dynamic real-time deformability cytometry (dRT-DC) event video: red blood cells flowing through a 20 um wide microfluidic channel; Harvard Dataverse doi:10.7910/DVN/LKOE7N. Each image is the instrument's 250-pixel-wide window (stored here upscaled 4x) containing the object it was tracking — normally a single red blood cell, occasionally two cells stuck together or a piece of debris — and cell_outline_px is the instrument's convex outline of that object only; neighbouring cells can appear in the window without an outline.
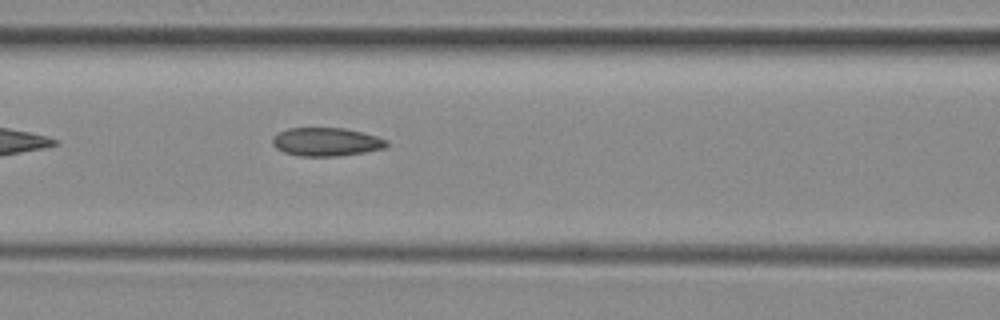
{"species": "common noctule bat (a hibernating species)", "species_latin": "Nyctalus noctula", "temperature_condition": "room temperature", "stored_images_in_passage": 26, "camera_frame_rate_fps": 3000, "um_per_image_px": 0.085, "animal": {"sex": "female", "body_mass_g": 29.2, "forearm_length_mm": 56.3}, "frame": {"image": 1, "passage_image": 6, "time_ms": 1.667, "image_size_px": [1000, 320], "cell_outline_px": [[388, 144], [384, 148], [364, 152], [340, 156], [300, 156], [284, 152], [276, 148], [272, 144], [272, 140], [280, 132], [288, 128], [344, 128], [376, 136], [388, 140]], "centroid_in_image_um": [27.74, 12.06], "position_along_channel_um": 138.9, "area_um2": 18.73}}
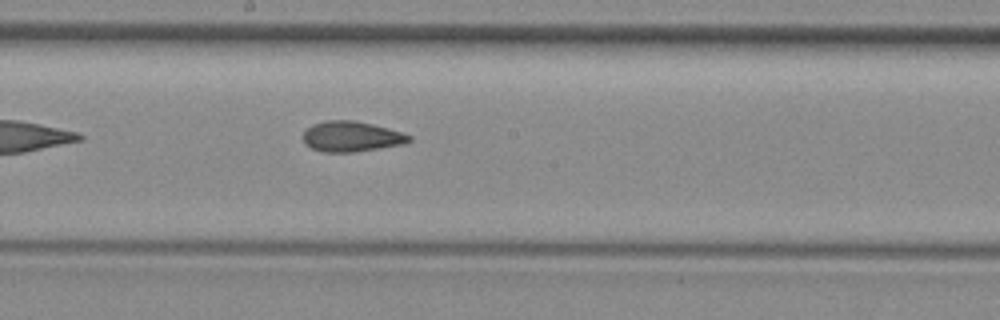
{"frame": {"image": 2, "passage_image": 12, "time_ms": 3.667, "image_size_px": [1000, 320], "cell_outline_px": [[412, 140], [404, 144], [352, 152], [324, 152], [312, 148], [304, 144], [304, 132], [312, 124], [328, 120], [352, 120], [372, 124], [404, 132], [412, 136]], "centroid_in_image_um": [29.9, 11.6], "position_along_channel_um": 218.3, "area_um2": 18.73}}
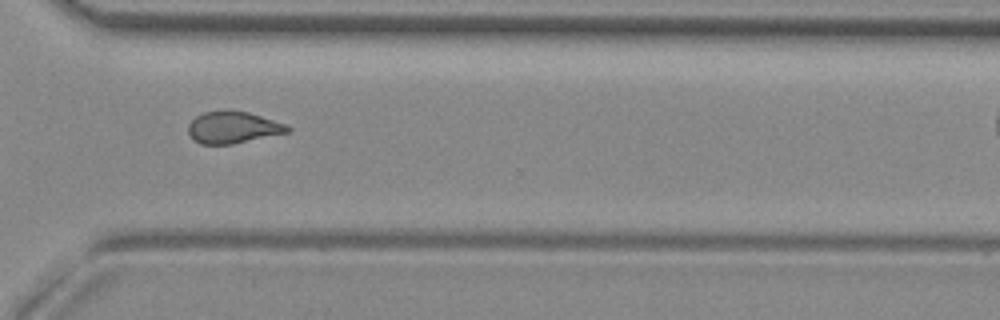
{"frame": {"image": 3, "passage_image": 22, "time_ms": 7.0, "image_size_px": [1000, 320], "cell_outline_px": [[292, 128], [288, 132], [232, 144], [200, 144], [192, 140], [188, 132], [188, 124], [196, 116], [204, 112], [224, 108], [248, 112], [288, 124]], "centroid_in_image_um": [19.78, 10.8], "position_along_channel_um": 350.8, "area_um2": 18.79}}